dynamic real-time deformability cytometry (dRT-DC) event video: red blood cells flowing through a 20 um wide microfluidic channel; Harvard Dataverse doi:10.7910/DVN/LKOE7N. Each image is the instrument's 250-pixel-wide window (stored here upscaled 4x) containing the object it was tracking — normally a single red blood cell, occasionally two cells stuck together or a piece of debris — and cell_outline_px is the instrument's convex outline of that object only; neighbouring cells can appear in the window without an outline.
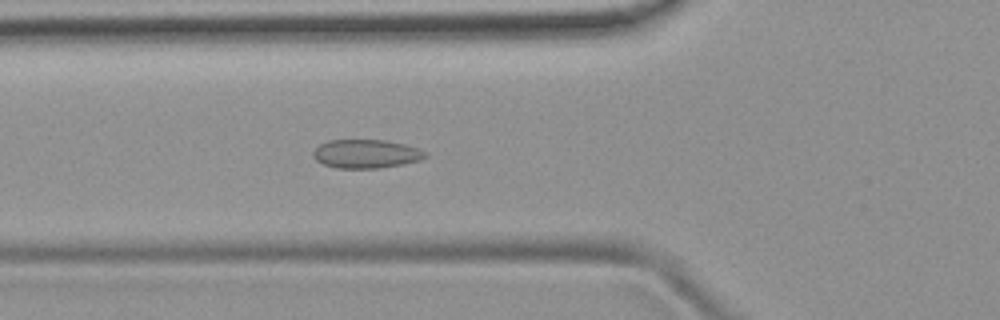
{"species": "common noctule bat (a hibernating species)", "species_latin": "Nyctalus noctula", "temperature_condition": "room temperature", "stored_images_in_passage": 52, "camera_frame_rate_fps": 3000, "um_per_image_px": 0.085, "animal": {"sex": "female", "body_mass_g": 19.9}, "frame": {"image": 1, "passage_image": 18, "time_ms": 5.667, "image_size_px": [1000, 320], "cell_outline_px": [[428, 156], [420, 160], [404, 164], [380, 168], [336, 168], [324, 164], [316, 160], [312, 156], [312, 152], [320, 144], [328, 140], [384, 140], [404, 144], [420, 148], [428, 152]], "centroid_in_image_um": [31.15, 13.07], "position_along_channel_um": 94.7, "area_um2": 18.9}}
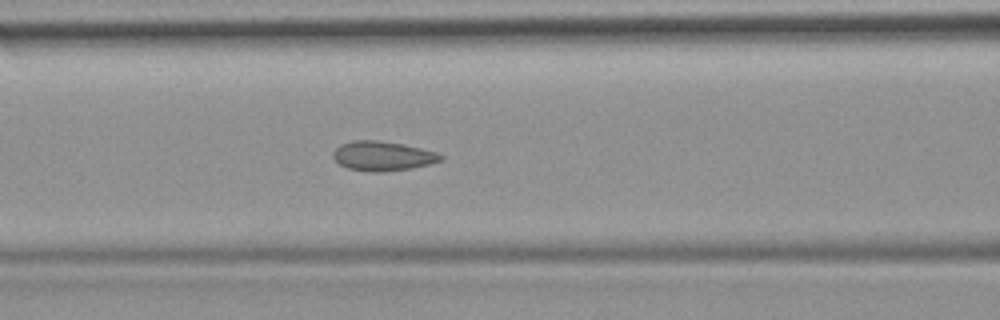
{"frame": {"image": 2, "passage_image": 21, "time_ms": 6.667, "image_size_px": [1000, 320], "cell_outline_px": [[444, 160], [412, 168], [384, 172], [368, 172], [348, 168], [340, 164], [332, 156], [332, 152], [340, 144], [352, 140], [380, 140], [404, 144], [436, 152], [444, 156]], "centroid_in_image_um": [32.52, 13.25], "position_along_channel_um": 134.1, "area_um2": 18.67}}
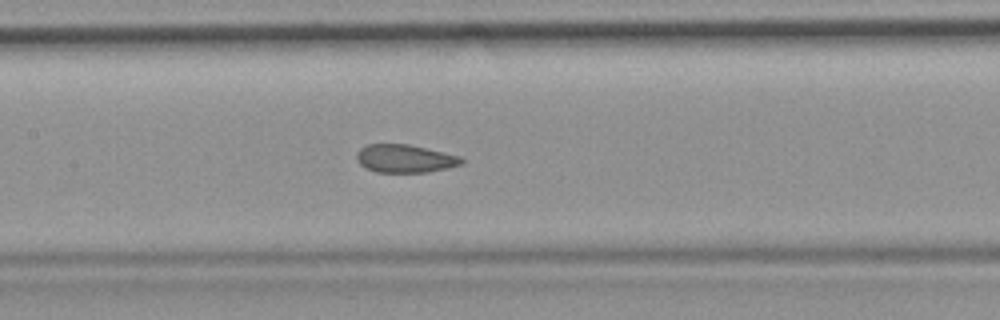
{"frame": {"image": 3, "passage_image": 24, "time_ms": 7.667, "image_size_px": [1000, 320], "cell_outline_px": [[464, 164], [448, 168], [428, 172], [376, 172], [364, 168], [356, 160], [356, 152], [360, 148], [368, 144], [408, 144], [460, 156], [464, 160]], "centroid_in_image_um": [34.4, 13.48], "position_along_channel_um": 173.0, "area_um2": 17.28}, "authors_computed_cell_mechanics": {"area_um2": 18.6116, "velocity_mm_per_s": 3.9041, "shape_relaxation_time_tau1_ms": null, "shape_relaxation_time_tau2_ms": 1.227, "deformation_change_tau1": null, "deformation_change_tau2": 0.0651}}